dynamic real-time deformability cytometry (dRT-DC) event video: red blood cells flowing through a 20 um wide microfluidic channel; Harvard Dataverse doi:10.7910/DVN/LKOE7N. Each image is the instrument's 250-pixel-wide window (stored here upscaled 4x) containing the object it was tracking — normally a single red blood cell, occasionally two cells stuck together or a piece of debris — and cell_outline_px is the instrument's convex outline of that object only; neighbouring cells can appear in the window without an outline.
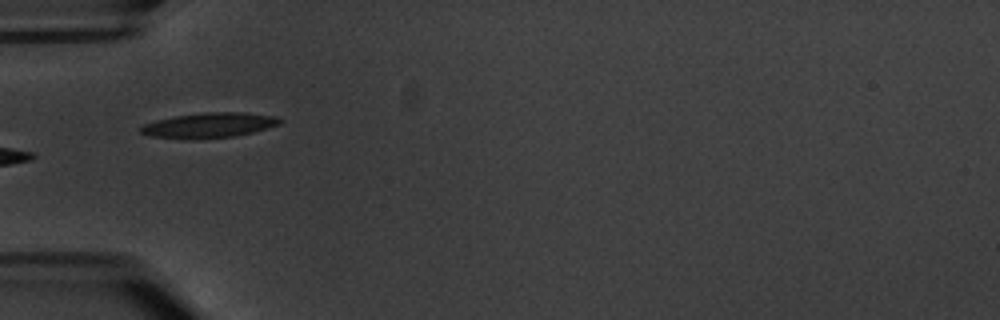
{"species": "common noctule bat (a hibernating species)", "species_latin": "Nyctalus noctula", "temperature_condition": "warm", "stored_images_in_passage": 6, "camera_frame_rate_fps": 3000, "um_per_image_px": 0.085, "animal": {"sex": "male", "body_mass_g": 20.1, "forearm_length_mm": 53.5}, "frame": {"image": 1, "passage_image": 6, "time_ms": 5.667, "image_size_px": [1000, 320], "cell_outline_px": [[284, 120], [280, 124], [268, 128], [236, 136], [196, 140], [180, 140], [152, 136], [140, 132], [140, 128], [144, 124], [156, 120], [176, 116], [204, 112], [244, 112], [276, 116]], "centroid_in_image_um": [17.79, 10.66], "position_along_channel_um": 67.2, "area_um2": 20.69}}